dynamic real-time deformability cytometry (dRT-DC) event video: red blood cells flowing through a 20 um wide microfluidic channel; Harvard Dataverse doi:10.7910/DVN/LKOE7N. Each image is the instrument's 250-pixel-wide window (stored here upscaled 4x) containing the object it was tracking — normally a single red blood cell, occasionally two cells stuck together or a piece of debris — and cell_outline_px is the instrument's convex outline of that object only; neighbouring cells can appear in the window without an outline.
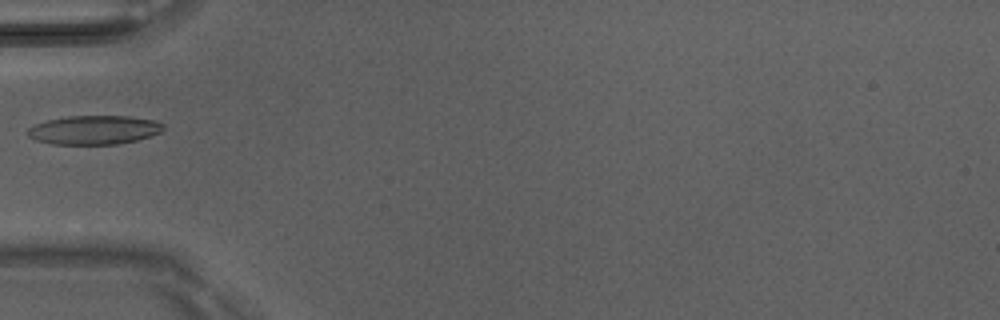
{"species": "Egyptian fruit bat (a non-hibernating species)", "species_latin": "Rousettus aegyptiacus", "temperature_condition": "room temperature", "stored_images_in_passage": 1, "camera_frame_rate_fps": 3000, "um_per_image_px": 0.085, "animal": {"sex": "male"}, "frame": {"image": 1, "passage_image": 1, "time_ms": 0.0, "image_size_px": [1000, 320], "cell_outline_px": [[164, 128], [160, 132], [136, 140], [116, 144], [52, 144], [36, 140], [28, 136], [28, 128], [36, 124], [48, 120], [68, 116], [128, 116], [156, 120], [164, 124]], "centroid_in_image_um": [8.0, 11.04], "position_along_channel_um": 77.0, "area_um2": 22.72}}